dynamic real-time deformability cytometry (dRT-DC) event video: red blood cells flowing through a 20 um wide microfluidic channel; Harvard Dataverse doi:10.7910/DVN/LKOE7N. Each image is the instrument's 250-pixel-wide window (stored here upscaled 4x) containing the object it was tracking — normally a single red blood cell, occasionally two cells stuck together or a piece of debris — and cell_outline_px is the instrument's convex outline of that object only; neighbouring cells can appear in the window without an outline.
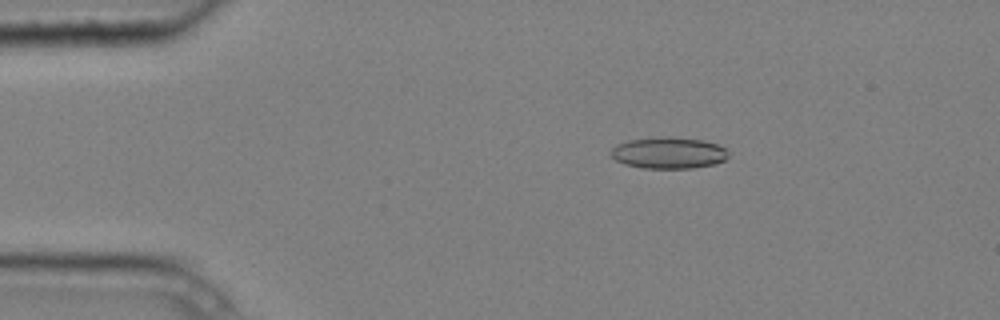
{"species": "common noctule bat (a hibernating species)", "species_latin": "Nyctalus noctula", "temperature_condition": "cold", "stored_images_in_passage": 6, "camera_frame_rate_fps": 3000, "um_per_image_px": 0.085, "animal": {"sex": "male", "body_mass_g": 20.4}, "frame": {"image": 1, "passage_image": 2, "time_ms": 0.333, "image_size_px": [1000, 320], "cell_outline_px": [[728, 156], [724, 160], [712, 164], [692, 168], [644, 168], [624, 164], [616, 160], [608, 152], [616, 144], [628, 140], [660, 136], [672, 136], [704, 140], [716, 144], [724, 148], [728, 152]], "centroid_in_image_um": [56.79, 12.98], "position_along_channel_um": 28.2, "area_um2": 21.68}}
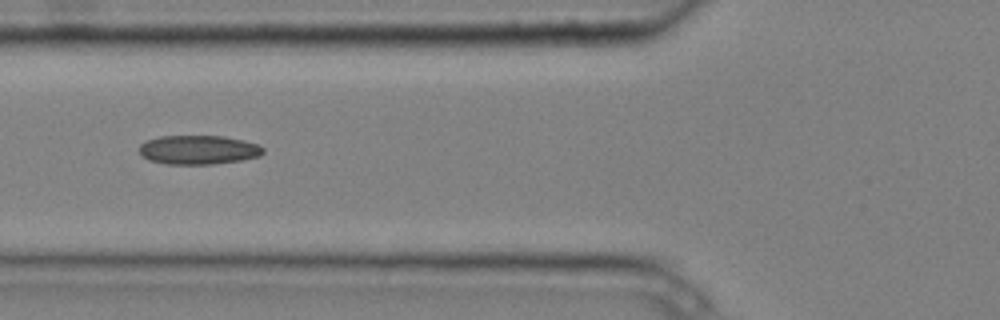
{"frame": {"image": 2, "passage_image": 5, "time_ms": 1.333, "image_size_px": [1000, 320], "cell_outline_px": [[264, 152], [260, 156], [240, 160], [212, 164], [168, 164], [148, 160], [140, 156], [140, 144], [148, 140], [160, 136], [224, 136], [244, 140], [256, 144], [264, 148]], "centroid_in_image_um": [16.85, 12.73], "position_along_channel_um": 108.9, "area_um2": 20.98}}
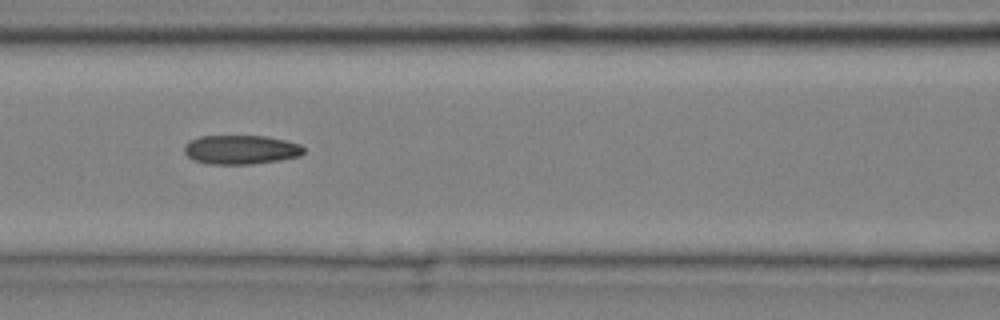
{"frame": {"image": 3, "passage_image": 6, "time_ms": 1.667, "image_size_px": [1000, 320], "cell_outline_px": [[304, 152], [300, 156], [280, 160], [252, 164], [208, 164], [192, 160], [184, 152], [184, 144], [200, 136], [264, 136], [284, 140], [300, 144], [304, 148]], "centroid_in_image_um": [20.46, 12.73], "position_along_channel_um": 146.1, "area_um2": 20.29}}